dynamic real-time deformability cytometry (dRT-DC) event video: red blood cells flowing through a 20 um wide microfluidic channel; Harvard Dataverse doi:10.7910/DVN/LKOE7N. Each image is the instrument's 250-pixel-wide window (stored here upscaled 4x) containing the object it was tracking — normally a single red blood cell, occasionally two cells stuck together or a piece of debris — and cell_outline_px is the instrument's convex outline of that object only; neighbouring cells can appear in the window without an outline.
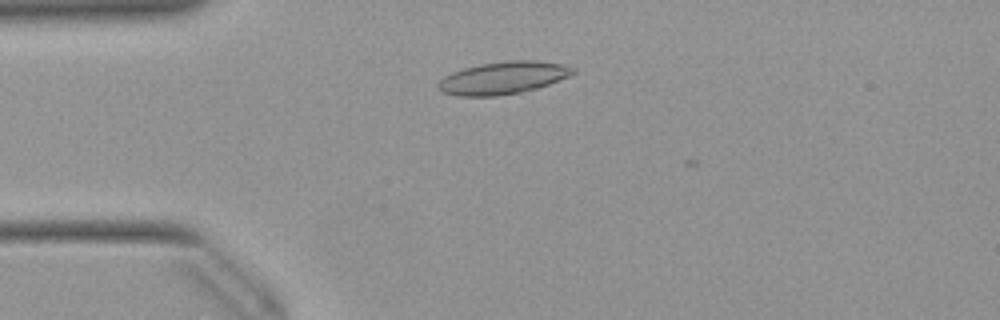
{"species": "Egyptian fruit bat (a non-hibernating species)", "species_latin": "Rousettus aegyptiacus", "temperature_condition": "warm", "stored_images_in_passage": 6, "camera_frame_rate_fps": 3000, "um_per_image_px": 0.085, "animal": {"sex": "female"}, "frame": {"image": 1, "passage_image": 5, "time_ms": 1.333, "image_size_px": [1000, 320], "cell_outline_px": [[576, 72], [568, 76], [548, 84], [536, 88], [520, 92], [496, 96], [460, 96], [444, 92], [436, 84], [444, 76], [452, 72], [464, 68], [480, 64], [512, 60], [536, 60], [564, 64], [576, 68]], "centroid_in_image_um": [42.78, 6.61], "position_along_channel_um": 42.2, "area_um2": 25.32}}